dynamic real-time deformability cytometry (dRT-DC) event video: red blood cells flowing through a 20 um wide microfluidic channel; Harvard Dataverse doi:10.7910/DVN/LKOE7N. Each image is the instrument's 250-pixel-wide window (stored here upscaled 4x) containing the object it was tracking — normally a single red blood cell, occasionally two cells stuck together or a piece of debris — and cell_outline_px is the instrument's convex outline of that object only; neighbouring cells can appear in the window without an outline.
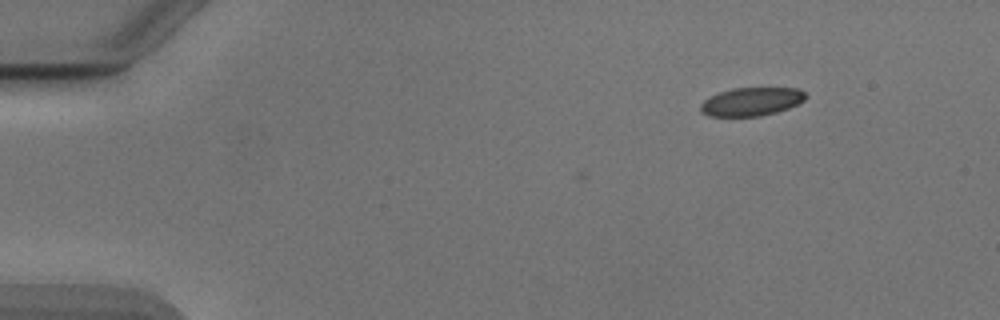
{"species": "Egyptian fruit bat (a non-hibernating species)", "species_latin": "Rousettus aegyptiacus", "temperature_condition": "cold", "stored_images_in_passage": 45, "camera_frame_rate_fps": 3000, "um_per_image_px": 0.085, "animal": {"sex": "male"}, "frame": {"image": 1, "passage_image": 1, "time_ms": 0.0, "image_size_px": [1000, 320], "cell_outline_px": [[804, 100], [788, 108], [776, 112], [760, 116], [708, 116], [700, 108], [700, 104], [704, 100], [720, 92], [732, 88], [800, 88], [804, 92]], "centroid_in_image_um": [63.87, 8.63], "position_along_channel_um": 21.1, "area_um2": 17.11}}
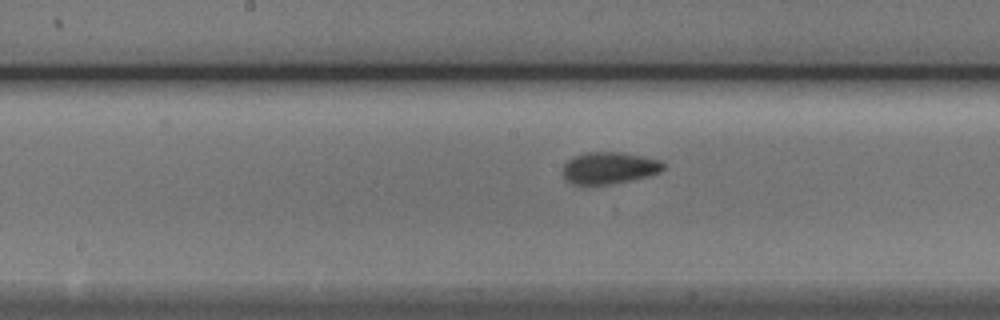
{"frame": {"image": 2, "passage_image": 22, "time_ms": 7.0, "image_size_px": [1000, 320], "cell_outline_px": [[664, 168], [660, 172], [648, 176], [608, 184], [572, 184], [564, 176], [564, 164], [572, 156], [584, 152], [620, 152], [644, 156], [660, 160], [664, 164]], "centroid_in_image_um": [51.79, 14.25], "position_along_channel_um": 196.4, "area_um2": 18.5}}
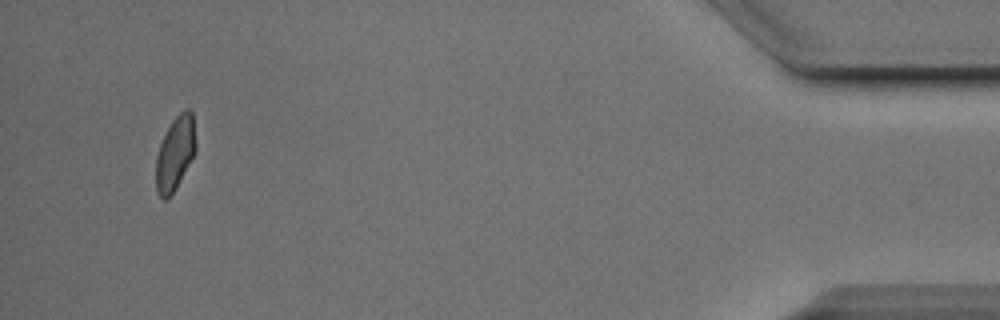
{"frame": {"image": 3, "passage_image": 45, "time_ms": 14.667, "image_size_px": [1000, 320], "cell_outline_px": [[196, 152], [176, 188], [164, 200], [156, 192], [156, 156], [160, 144], [172, 120], [184, 108], [188, 108], [192, 112], [196, 144]], "centroid_in_image_um": [14.9, 13.01], "position_along_channel_um": 420.3, "area_um2": 17.05}, "authors_computed_cell_mechanics": {"area_um2": 18.3226, "velocity_mm_per_s": 3.8748, "shape_relaxation_time_tau1_ms": 2.4497, "shape_relaxation_time_tau2_ms": 0.9763, "deformation_change_tau1": 0.0886, "deformation_change_tau2": 0.0336}}